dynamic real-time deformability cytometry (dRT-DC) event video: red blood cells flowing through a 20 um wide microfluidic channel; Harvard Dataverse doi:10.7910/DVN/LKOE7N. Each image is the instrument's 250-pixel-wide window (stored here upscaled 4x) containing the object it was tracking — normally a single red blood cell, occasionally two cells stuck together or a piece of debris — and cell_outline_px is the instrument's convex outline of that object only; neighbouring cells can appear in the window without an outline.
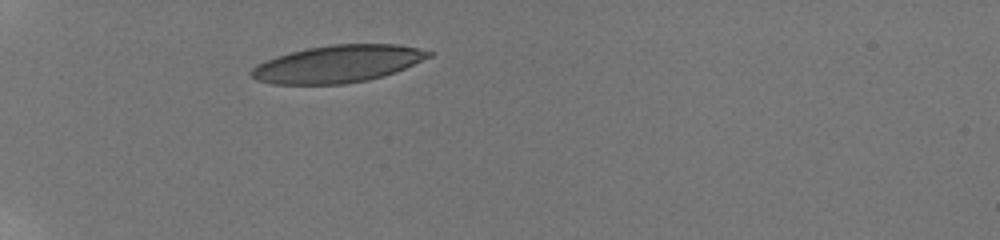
{"species": "human", "species_latin": "Homo sapiens", "temperature_condition": "room temperature", "stored_images_in_passage": 5, "camera_frame_rate_fps": 3000, "um_per_image_px": 0.085, "donor": {"sex": "male"}, "frame": {"image": 1, "passage_image": 1, "time_ms": 0.0, "image_size_px": [1000, 240], "cell_outline_px": [[432, 56], [396, 72], [384, 76], [368, 80], [344, 84], [272, 84], [256, 80], [248, 72], [256, 64], [276, 56], [308, 48], [332, 44], [396, 44], [420, 48], [432, 52]], "centroid_in_image_um": [28.71, 5.43], "position_along_channel_um": 56.3, "area_um2": 38.61}}
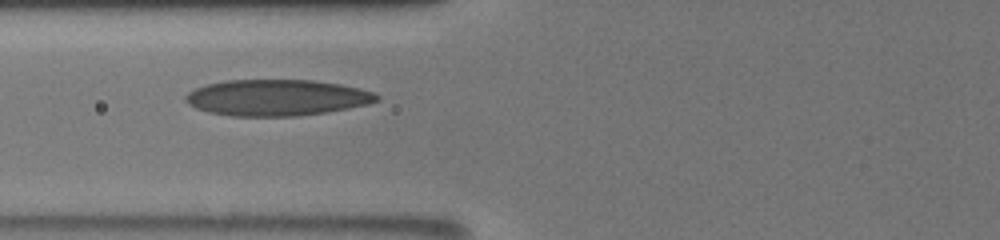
{"frame": {"image": 2, "passage_image": 4, "time_ms": 2.0, "image_size_px": [1000, 240], "cell_outline_px": [[380, 100], [368, 104], [348, 108], [324, 112], [296, 116], [232, 116], [208, 112], [196, 108], [188, 104], [184, 100], [184, 96], [188, 92], [196, 88], [208, 84], [224, 80], [312, 80], [340, 84], [372, 92], [380, 96]], "centroid_in_image_um": [23.49, 8.3], "position_along_channel_um": 102.3, "area_um2": 40.23}}